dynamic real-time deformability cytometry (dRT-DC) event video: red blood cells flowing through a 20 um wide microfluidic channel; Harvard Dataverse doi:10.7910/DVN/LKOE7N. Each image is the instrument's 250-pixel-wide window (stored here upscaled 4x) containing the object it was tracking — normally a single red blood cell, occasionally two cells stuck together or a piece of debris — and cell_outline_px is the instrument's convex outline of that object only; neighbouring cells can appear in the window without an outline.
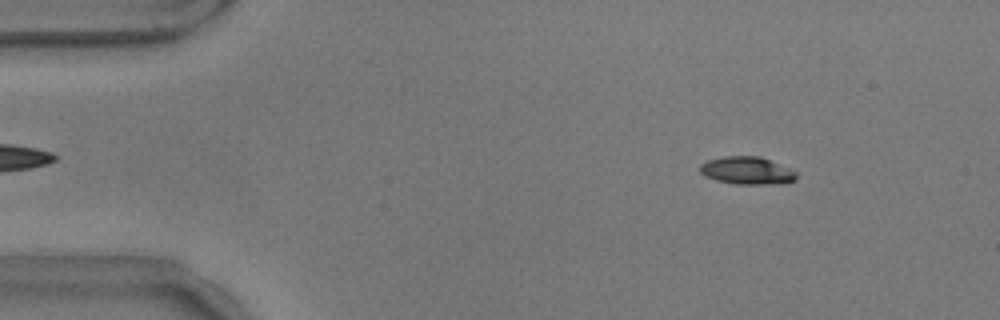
{"species": "common noctule bat (a hibernating species)", "species_latin": "Nyctalus noctula", "temperature_condition": "warm", "stored_images_in_passage": 56, "camera_frame_rate_fps": 3000, "um_per_image_px": 0.085, "animal": {"sex": "male", "body_mass_g": 17.9}, "frame": {"image": 1, "passage_image": 7, "time_ms": 2.0, "image_size_px": [1000, 320], "cell_outline_px": [[796, 180], [788, 184], [736, 184], [716, 180], [704, 176], [700, 172], [700, 164], [708, 160], [724, 156], [760, 156], [792, 168], [796, 172]], "centroid_in_image_um": [63.55, 14.5], "position_along_channel_um": 21.5, "area_um2": 15.84}}
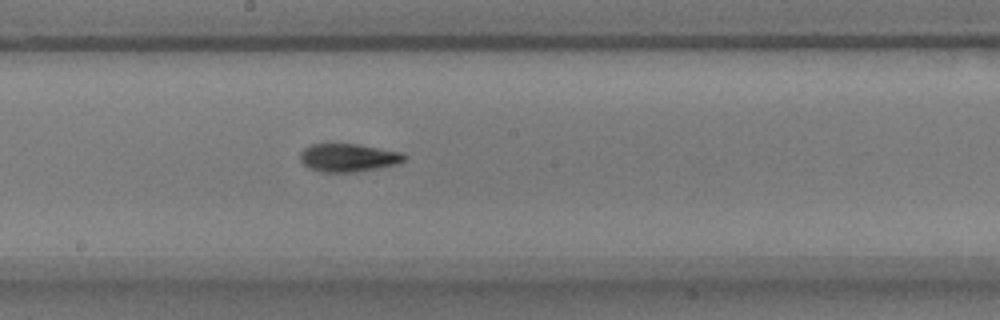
{"frame": {"image": 2, "passage_image": 30, "time_ms": 9.667, "image_size_px": [1000, 320], "cell_outline_px": [[408, 156], [400, 164], [356, 172], [320, 172], [308, 168], [300, 160], [300, 152], [308, 144], [356, 144], [404, 152]], "centroid_in_image_um": [29.63, 13.4], "position_along_channel_um": 218.6, "area_um2": 17.34}}
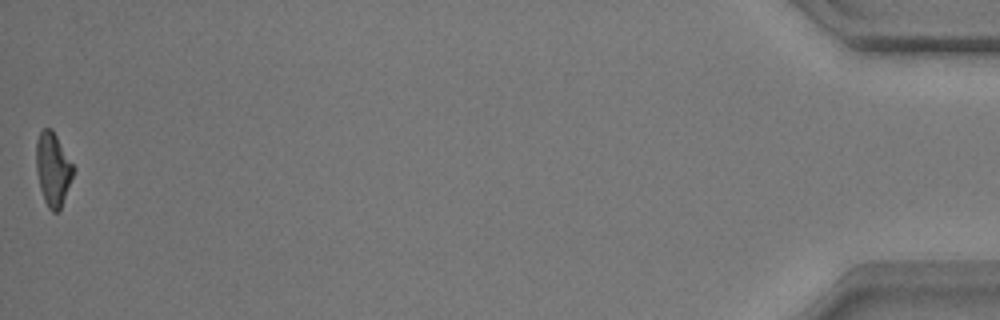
{"frame": {"image": 3, "passage_image": 56, "time_ms": 18.333, "image_size_px": [1000, 320], "cell_outline_px": [[76, 168], [60, 208], [56, 212], [52, 212], [48, 208], [44, 200], [40, 188], [36, 172], [36, 140], [40, 132], [44, 128], [52, 128]], "centroid_in_image_um": [4.5, 14.35], "position_along_channel_um": 430.7, "area_um2": 15.95}, "authors_computed_cell_mechanics": {"area_um2": 16.1262, "velocity_mm_per_s": 3.584, "shape_relaxation_time_tau1_ms": 4.5604, "shape_relaxation_time_tau2_ms": 3.651, "deformation_change_tau1": 0.1966, "deformation_change_tau2": 0.1049}}